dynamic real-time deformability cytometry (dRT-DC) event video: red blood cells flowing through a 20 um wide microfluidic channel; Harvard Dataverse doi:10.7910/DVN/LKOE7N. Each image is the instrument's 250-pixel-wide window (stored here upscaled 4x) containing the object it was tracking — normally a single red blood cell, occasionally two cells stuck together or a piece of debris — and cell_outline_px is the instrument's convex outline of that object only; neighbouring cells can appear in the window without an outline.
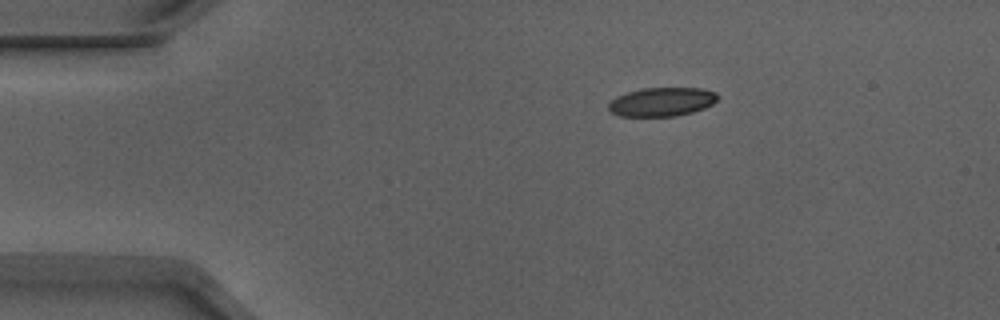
{"species": "Egyptian fruit bat (a non-hibernating species)", "species_latin": "Rousettus aegyptiacus", "temperature_condition": "warm", "stored_images_in_passage": 37, "camera_frame_rate_fps": 3000, "um_per_image_px": 0.085, "animal": {"sex": "male"}, "frame": {"image": 1, "passage_image": 1, "time_ms": 0.0, "image_size_px": [1000, 320], "cell_outline_px": [[720, 96], [712, 104], [704, 108], [692, 112], [676, 116], [620, 116], [612, 112], [608, 108], [608, 104], [616, 96], [640, 88], [700, 88], [716, 92]], "centroid_in_image_um": [56.26, 8.65], "position_along_channel_um": 28.7, "area_um2": 18.32}}
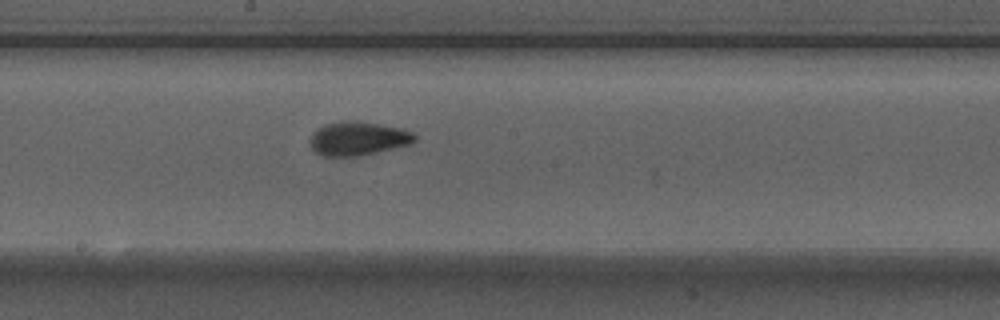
{"frame": {"image": 2, "passage_image": 20, "time_ms": 6.333, "image_size_px": [1000, 320], "cell_outline_px": [[416, 140], [412, 144], [356, 156], [324, 156], [316, 152], [312, 148], [312, 136], [316, 128], [324, 124], [340, 120], [356, 120], [404, 128], [416, 132]], "centroid_in_image_um": [30.49, 11.74], "position_along_channel_um": 217.7, "area_um2": 20.75}}
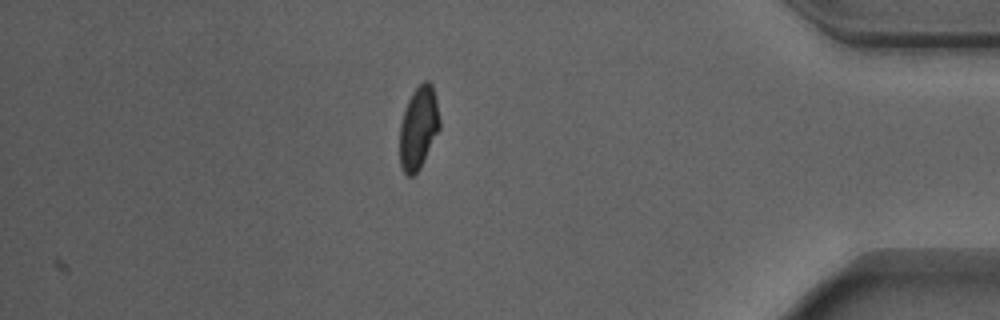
{"frame": {"image": 3, "passage_image": 37, "time_ms": 12.0, "image_size_px": [1000, 320], "cell_outline_px": [[440, 128], [420, 168], [412, 176], [408, 176], [404, 172], [400, 164], [400, 124], [404, 108], [412, 92], [424, 80], [428, 80], [432, 84], [436, 100], [440, 120]], "centroid_in_image_um": [35.57, 10.84], "position_along_channel_um": 399.6, "area_um2": 19.19}, "authors_computed_cell_mechanics": {"area_um2": 19.7676, "velocity_mm_per_s": 3.9072, "shape_relaxation_time_tau1_ms": 5.544, "shape_relaxation_time_tau2_ms": 0.9097, "deformation_change_tau1": 0.1704, "deformation_change_tau2": 0.0611}}